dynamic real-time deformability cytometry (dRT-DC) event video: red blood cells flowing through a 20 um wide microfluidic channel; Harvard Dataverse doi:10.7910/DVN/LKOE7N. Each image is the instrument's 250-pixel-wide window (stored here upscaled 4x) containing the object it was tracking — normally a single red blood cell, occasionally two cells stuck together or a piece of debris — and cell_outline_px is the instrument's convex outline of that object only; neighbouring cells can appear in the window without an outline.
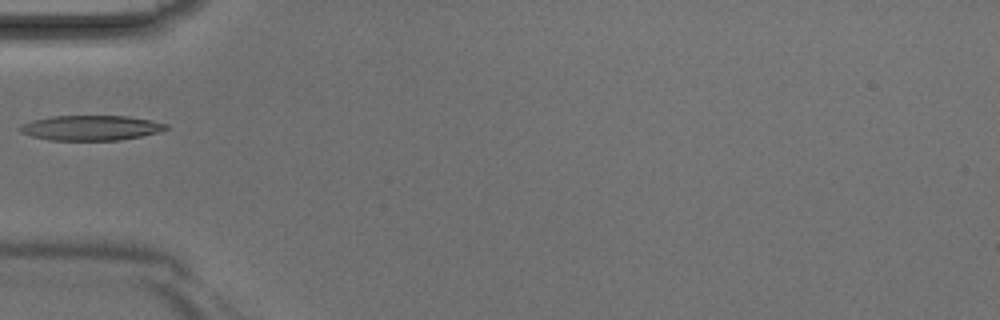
{"species": "Egyptian fruit bat (a non-hibernating species)", "species_latin": "Rousettus aegyptiacus", "temperature_condition": "room temperature", "stored_images_in_passage": 1, "camera_frame_rate_fps": 3000, "um_per_image_px": 0.085, "animal": {"sex": "male"}, "frame": {"image": 1, "passage_image": 1, "time_ms": 0.0, "image_size_px": [1000, 320], "cell_outline_px": [[168, 128], [156, 132], [140, 136], [120, 140], [48, 140], [32, 136], [20, 132], [16, 128], [32, 120], [52, 116], [128, 116], [152, 120], [168, 124]], "centroid_in_image_um": [7.7, 10.86], "position_along_channel_um": 77.3, "area_um2": 21.21}}